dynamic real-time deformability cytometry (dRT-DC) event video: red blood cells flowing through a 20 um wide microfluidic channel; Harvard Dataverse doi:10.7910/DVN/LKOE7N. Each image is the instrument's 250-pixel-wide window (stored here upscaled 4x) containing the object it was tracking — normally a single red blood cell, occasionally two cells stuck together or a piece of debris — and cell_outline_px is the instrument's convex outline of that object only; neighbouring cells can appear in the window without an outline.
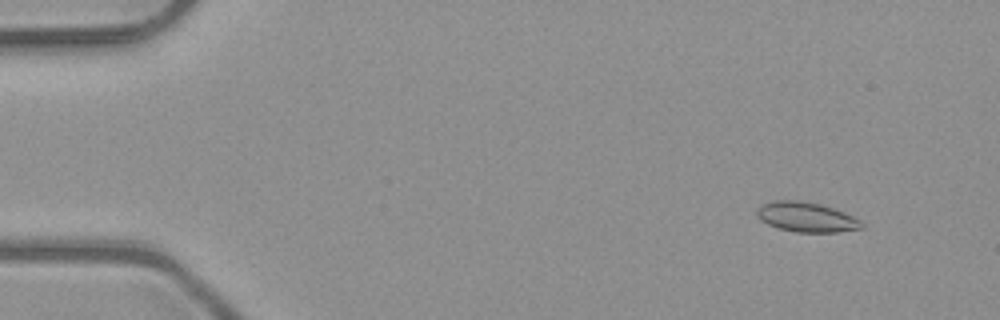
{"species": "common noctule bat (a hibernating species)", "species_latin": "Nyctalus noctula", "temperature_condition": "room temperature", "stored_images_in_passage": 5, "camera_frame_rate_fps": 3000, "um_per_image_px": 0.085, "animal": {"sex": "male", "body_mass_g": 23.1, "forearm_length_mm": 52.7}, "frame": {"image": 1, "passage_image": 2, "time_ms": 0.333, "image_size_px": [1000, 320], "cell_outline_px": [[864, 228], [836, 232], [796, 232], [776, 228], [760, 220], [756, 216], [756, 208], [760, 204], [772, 200], [796, 200], [820, 204], [844, 212], [860, 220], [864, 224]], "centroid_in_image_um": [68.49, 18.45], "position_along_channel_um": 16.5, "area_um2": 18.38}}